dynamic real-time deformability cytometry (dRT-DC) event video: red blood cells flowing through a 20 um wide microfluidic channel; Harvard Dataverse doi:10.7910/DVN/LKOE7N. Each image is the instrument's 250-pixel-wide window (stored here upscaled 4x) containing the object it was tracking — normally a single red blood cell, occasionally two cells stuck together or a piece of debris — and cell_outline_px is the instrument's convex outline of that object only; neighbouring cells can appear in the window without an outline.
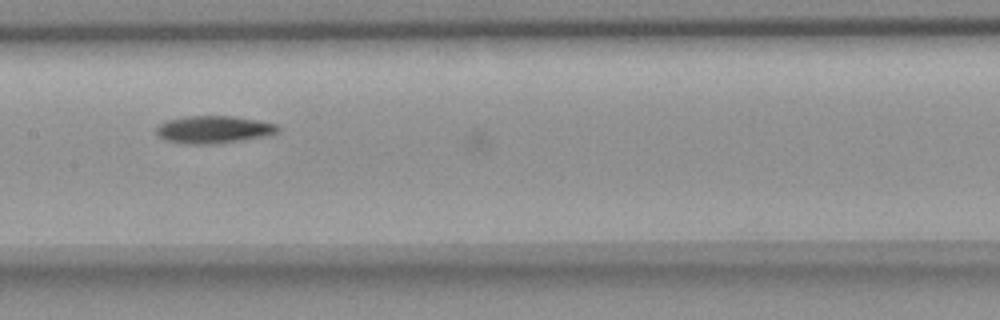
{"species": "common noctule bat (a hibernating species)", "species_latin": "Nyctalus noctula", "temperature_condition": "room temperature", "stored_images_in_passage": 31, "camera_frame_rate_fps": 3000, "um_per_image_px": 0.085, "animal": {"sex": "female", "body_mass_g": 18.4}, "frame": {"image": 1, "passage_image": 30, "time_ms": 9.667, "image_size_px": [1000, 320], "cell_outline_px": [[280, 132], [264, 136], [212, 144], [184, 144], [168, 140], [160, 136], [156, 132], [156, 128], [164, 120], [184, 116], [232, 116], [256, 120], [276, 124], [280, 128]], "centroid_in_image_um": [18.14, 11.0], "position_along_channel_um": 189.3, "area_um2": 19.31}}